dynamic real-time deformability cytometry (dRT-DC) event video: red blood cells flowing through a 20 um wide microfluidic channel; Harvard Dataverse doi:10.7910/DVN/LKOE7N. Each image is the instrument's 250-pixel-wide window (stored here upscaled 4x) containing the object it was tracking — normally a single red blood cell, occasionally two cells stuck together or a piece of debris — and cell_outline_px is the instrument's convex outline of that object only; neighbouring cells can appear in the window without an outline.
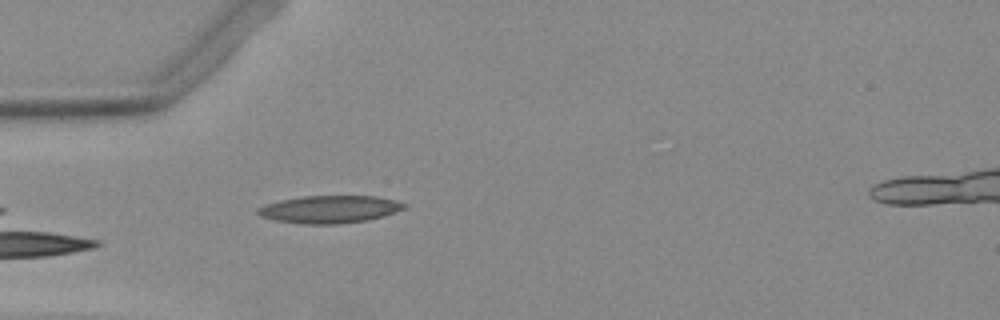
{"species": "Egyptian fruit bat (a non-hibernating species)", "species_latin": "Rousettus aegyptiacus", "temperature_condition": "warm", "stored_images_in_passage": 5, "camera_frame_rate_fps": 3000, "um_per_image_px": 0.085, "animal": {"sex": "female"}, "frame": {"image": 1, "passage_image": 1, "time_ms": 0.0, "image_size_px": [1000, 320], "cell_outline_px": [[408, 204], [404, 208], [368, 220], [336, 224], [304, 224], [276, 220], [260, 216], [256, 212], [256, 208], [264, 204], [280, 200], [300, 196], [376, 196]], "centroid_in_image_um": [27.94, 17.78], "position_along_channel_um": 57.1, "area_um2": 23.29}}
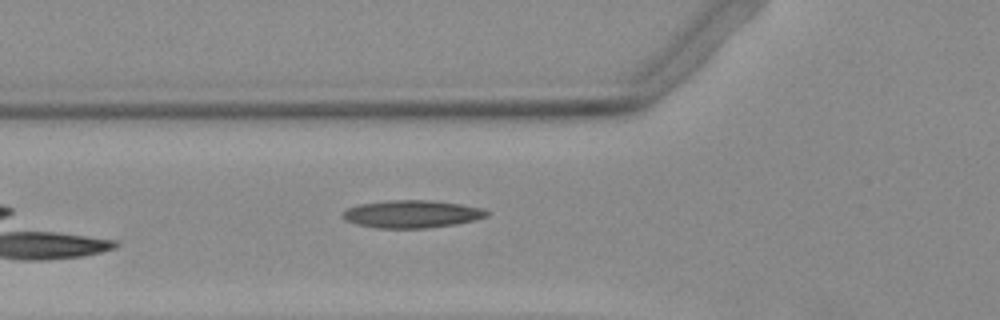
{"frame": {"image": 2, "passage_image": 4, "time_ms": 1.0, "image_size_px": [1000, 320], "cell_outline_px": [[488, 216], [476, 220], [456, 224], [428, 228], [376, 228], [356, 224], [344, 220], [340, 216], [340, 212], [348, 208], [360, 204], [384, 200], [432, 200], [460, 204], [480, 208], [488, 212]], "centroid_in_image_um": [34.95, 18.19], "position_along_channel_um": 90.8, "area_um2": 23.41}}